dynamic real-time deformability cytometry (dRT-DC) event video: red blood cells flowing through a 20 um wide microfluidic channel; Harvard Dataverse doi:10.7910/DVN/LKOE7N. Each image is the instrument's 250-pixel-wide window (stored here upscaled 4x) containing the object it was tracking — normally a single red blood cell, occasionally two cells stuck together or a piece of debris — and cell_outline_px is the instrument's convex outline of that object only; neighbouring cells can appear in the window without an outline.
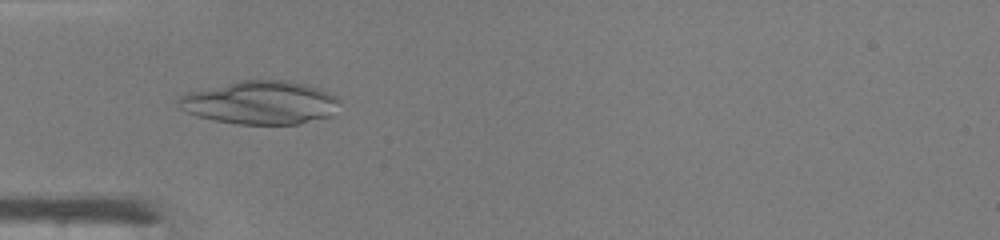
{"species": "common noctule bat (a hibernating species)", "species_latin": "Nyctalus noctula", "temperature_condition": "warm", "stored_images_in_passage": 38, "camera_frame_rate_fps": 3000, "um_per_image_px": 0.085, "animal": {"sex": "male", "body_mass_g": 19.0, "forearm_length_mm": 50.8}, "frame": {"image": 1, "passage_image": 7, "time_ms": 2.0, "image_size_px": [1000, 240], "cell_outline_px": [[340, 100], [332, 116], [300, 124], [236, 124], [196, 116], [176, 108], [176, 104], [180, 96], [188, 92], [240, 80], [288, 80], [304, 84], [328, 92], [336, 96]], "centroid_in_image_um": [22.1, 8.73], "position_along_channel_um": 62.9, "area_um2": 40.81}}
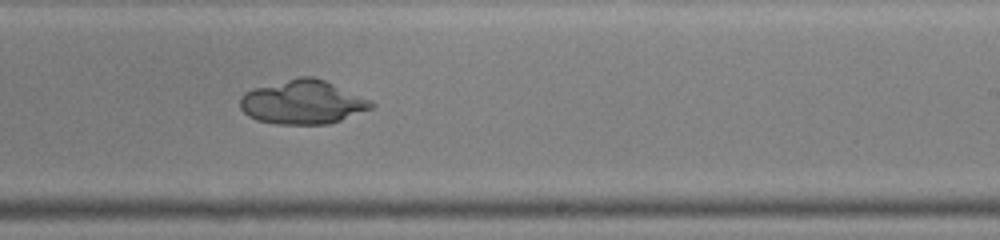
{"frame": {"image": 2, "passage_image": 21, "time_ms": 6.667, "image_size_px": [1000, 240], "cell_outline_px": [[376, 104], [372, 108], [340, 120], [328, 124], [276, 124], [256, 120], [248, 116], [240, 108], [240, 96], [244, 92], [252, 88], [300, 76], [312, 76], [324, 80], [372, 100]], "centroid_in_image_um": [25.71, 8.68], "position_along_channel_um": 263.3, "area_um2": 33.64}}
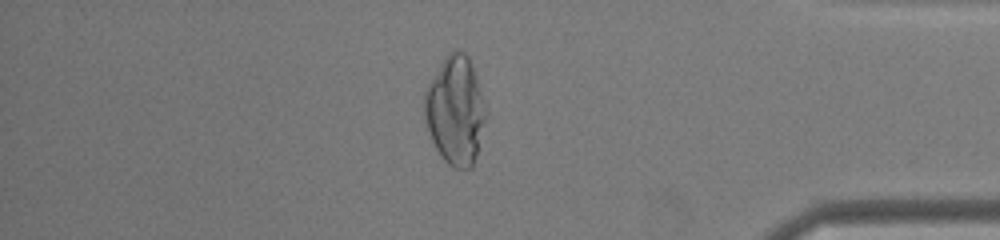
{"frame": {"image": 3, "passage_image": 32, "time_ms": 10.333, "image_size_px": [1000, 240], "cell_outline_px": [[484, 120], [476, 156], [472, 168], [452, 168], [444, 160], [436, 148], [432, 140], [424, 120], [424, 92], [428, 84], [444, 56], [448, 52], [456, 48], [464, 52], [468, 56], [472, 64], [480, 88], [484, 112]], "centroid_in_image_um": [38.66, 9.36], "position_along_channel_um": 396.5, "area_um2": 38.44}}